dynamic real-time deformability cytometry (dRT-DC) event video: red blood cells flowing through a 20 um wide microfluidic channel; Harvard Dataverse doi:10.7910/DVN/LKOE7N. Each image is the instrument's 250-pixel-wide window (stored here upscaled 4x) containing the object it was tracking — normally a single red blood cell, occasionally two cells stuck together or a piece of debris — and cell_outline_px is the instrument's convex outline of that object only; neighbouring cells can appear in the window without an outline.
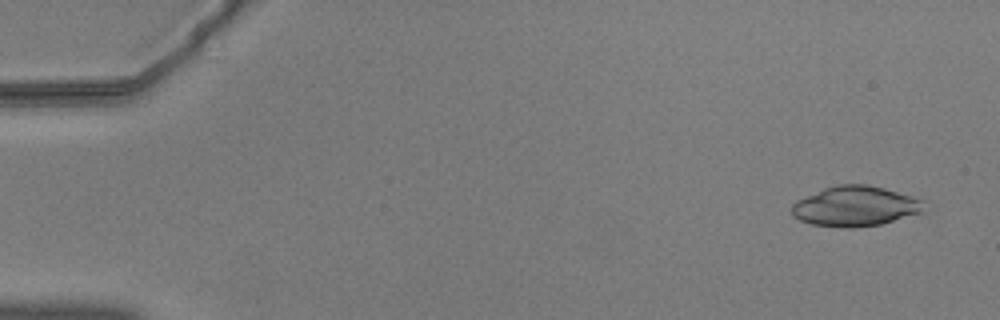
{"species": "common noctule bat (a hibernating species)", "species_latin": "Nyctalus noctula", "temperature_condition": "warm", "stored_images_in_passage": 30, "camera_frame_rate_fps": 3000, "um_per_image_px": 0.085, "animal": {"sex": "male", "body_mass_g": 20.5, "forearm_length_mm": 52.5}, "frame": {"image": 1, "passage_image": 3, "time_ms": 0.667, "image_size_px": [1000, 320], "cell_outline_px": [[924, 212], [880, 224], [852, 228], [848, 228], [812, 224], [800, 220], [792, 216], [792, 204], [796, 200], [824, 188], [836, 184], [868, 184], [884, 188], [924, 200]], "centroid_in_image_um": [72.69, 17.52], "position_along_channel_um": 12.3, "area_um2": 30.92}}